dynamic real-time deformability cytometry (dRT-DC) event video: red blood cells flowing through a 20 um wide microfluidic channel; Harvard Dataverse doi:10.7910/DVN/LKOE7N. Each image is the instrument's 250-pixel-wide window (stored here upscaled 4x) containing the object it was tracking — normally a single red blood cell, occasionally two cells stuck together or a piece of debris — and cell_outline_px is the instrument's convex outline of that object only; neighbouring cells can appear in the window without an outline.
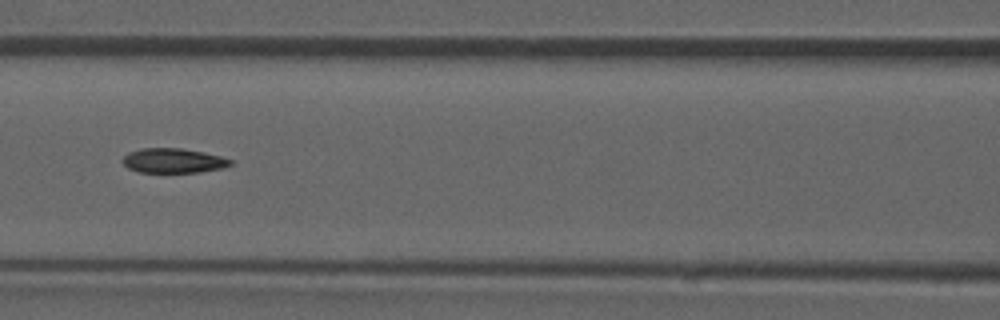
{"species": "common noctule bat (a hibernating species)", "species_latin": "Nyctalus noctula", "temperature_condition": "room temperature", "stored_images_in_passage": 52, "camera_frame_rate_fps": 3000, "um_per_image_px": 0.085, "animal": {"sex": "male", "forearm_length_mm": 52.5}, "frame": {"image": 1, "passage_image": 23, "time_ms": 7.333, "image_size_px": [1000, 320], "cell_outline_px": [[232, 164], [224, 168], [200, 172], [140, 172], [128, 168], [124, 164], [124, 156], [128, 152], [140, 148], [180, 148], [204, 152], [220, 156], [232, 160]], "centroid_in_image_um": [14.75, 13.65], "position_along_channel_um": 151.9, "area_um2": 15.43}, "authors_computed_cell_mechanics": {"area_um2": 16.2129, "velocity_mm_per_s": 3.8761, "shape_relaxation_time_tau1_ms": null, "shape_relaxation_time_tau2_ms": 5.6408, "deformation_change_tau1": null, "deformation_change_tau2": 0.1126}}